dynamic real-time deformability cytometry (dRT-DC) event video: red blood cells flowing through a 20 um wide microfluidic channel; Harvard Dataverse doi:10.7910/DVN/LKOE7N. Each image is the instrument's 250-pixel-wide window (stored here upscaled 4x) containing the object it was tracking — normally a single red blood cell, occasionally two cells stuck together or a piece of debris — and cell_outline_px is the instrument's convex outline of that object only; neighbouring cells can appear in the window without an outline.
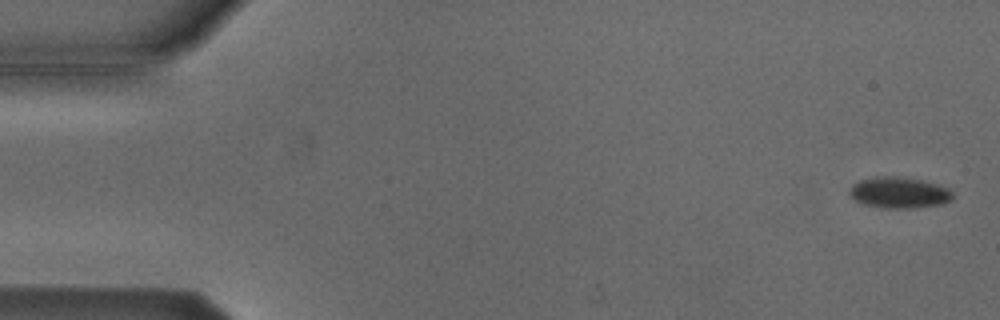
{"species": "Egyptian fruit bat (a non-hibernating species)", "species_latin": "Rousettus aegyptiacus", "temperature_condition": "cold", "stored_images_in_passage": 54, "camera_frame_rate_fps": 3000, "um_per_image_px": 0.085, "animal": {"sex": "male"}, "frame": {"image": 1, "passage_image": 2, "time_ms": 0.333, "image_size_px": [1000, 320], "cell_outline_px": [[952, 200], [944, 204], [912, 208], [884, 208], [864, 204], [856, 200], [848, 192], [852, 184], [860, 180], [872, 176], [896, 176], [924, 180], [948, 188], [952, 192]], "centroid_in_image_um": [76.43, 16.36], "position_along_channel_um": 8.6, "area_um2": 18.84}}
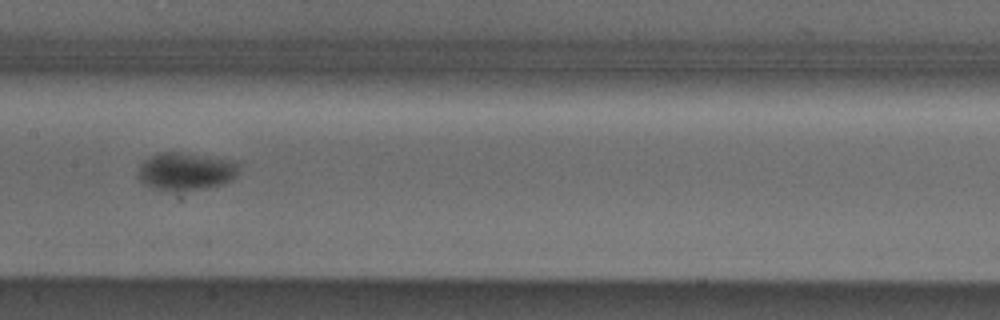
{"frame": {"image": 2, "passage_image": 27, "time_ms": 8.667, "image_size_px": [1000, 320], "cell_outline_px": [[240, 168], [236, 176], [232, 180], [224, 184], [204, 188], [172, 192], [156, 188], [144, 184], [136, 176], [140, 164], [148, 156], [160, 152], [180, 152], [236, 160]], "centroid_in_image_um": [15.8, 14.56], "position_along_channel_um": 191.6, "area_um2": 22.6}}
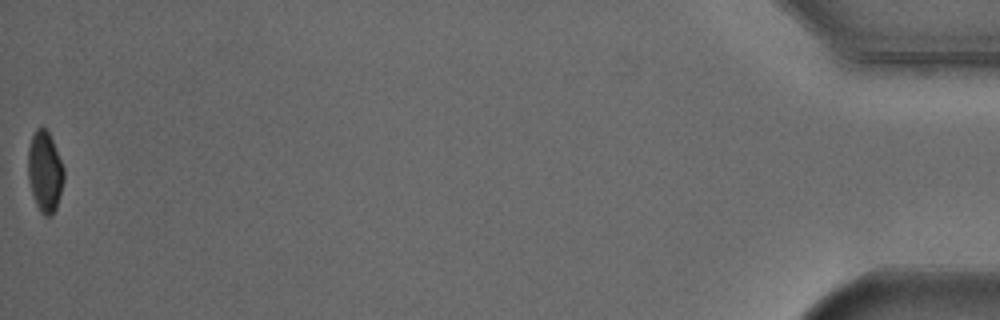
{"frame": {"image": 3, "passage_image": 54, "time_ms": 17.667, "image_size_px": [1000, 320], "cell_outline_px": [[64, 180], [56, 208], [52, 216], [44, 216], [40, 212], [36, 204], [28, 180], [28, 148], [32, 136], [36, 128], [44, 128], [48, 132], [52, 140], [64, 168]], "centroid_in_image_um": [3.81, 14.61], "position_along_channel_um": 431.4, "area_um2": 16.76}, "authors_computed_cell_mechanics": {"area_um2": 18.785, "velocity_mm_per_s": 3.8297, "shape_relaxation_time_tau1_ms": 4.9317, "shape_relaxation_time_tau2_ms": null, "deformation_change_tau1": 0.0643, "deformation_change_tau2": null}}